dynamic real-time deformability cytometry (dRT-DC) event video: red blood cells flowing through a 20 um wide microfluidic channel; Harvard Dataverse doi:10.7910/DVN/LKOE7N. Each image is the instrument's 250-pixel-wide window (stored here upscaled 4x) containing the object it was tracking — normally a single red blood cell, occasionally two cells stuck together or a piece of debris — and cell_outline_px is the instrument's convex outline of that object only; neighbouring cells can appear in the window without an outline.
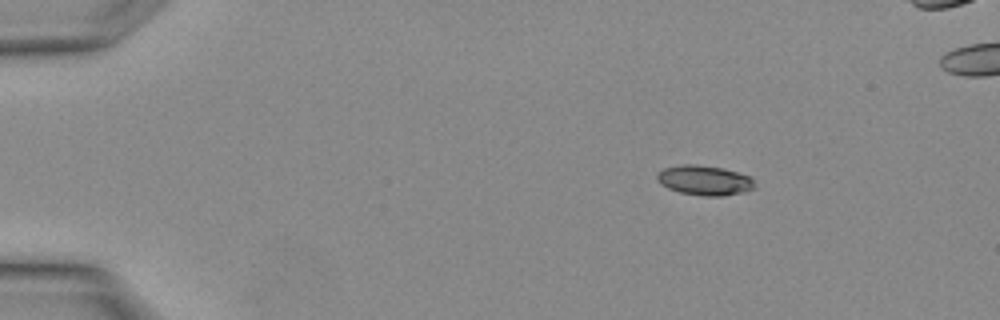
{"species": "Egyptian fruit bat (a non-hibernating species)", "species_latin": "Rousettus aegyptiacus", "temperature_condition": "warm", "stored_images_in_passage": 2, "camera_frame_rate_fps": 3000, "um_per_image_px": 0.085, "animal": {"sex": "female"}, "frame": {"image": 1, "passage_image": 2, "time_ms": 0.333, "image_size_px": [1000, 320], "cell_outline_px": [[756, 188], [744, 192], [724, 196], [704, 196], [680, 192], [668, 188], [660, 184], [656, 180], [656, 172], [664, 168], [680, 164], [696, 164], [724, 168], [748, 176], [752, 180]], "centroid_in_image_um": [59.84, 15.32], "position_along_channel_um": 25.2, "area_um2": 17.11}}